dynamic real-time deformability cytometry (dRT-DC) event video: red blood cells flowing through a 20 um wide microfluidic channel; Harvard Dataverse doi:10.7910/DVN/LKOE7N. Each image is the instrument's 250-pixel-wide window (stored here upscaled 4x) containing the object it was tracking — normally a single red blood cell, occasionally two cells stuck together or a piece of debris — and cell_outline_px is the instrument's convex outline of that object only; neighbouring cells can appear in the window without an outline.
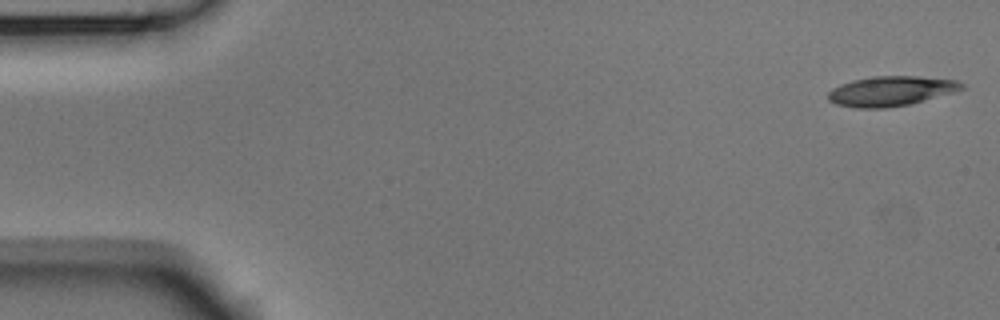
{"species": "Egyptian fruit bat (a non-hibernating species)", "species_latin": "Rousettus aegyptiacus", "temperature_condition": "room temperature", "stored_images_in_passage": 53, "camera_frame_rate_fps": 3000, "um_per_image_px": 0.085, "animal": {"sex": "male"}, "frame": {"image": 1, "passage_image": 1, "time_ms": 0.0, "image_size_px": [1000, 320], "cell_outline_px": [[964, 88], [952, 92], [924, 100], [908, 104], [884, 108], [852, 108], [836, 104], [828, 100], [828, 92], [832, 88], [840, 84], [852, 80], [872, 76], [916, 76], [956, 80], [964, 84]], "centroid_in_image_um": [75.67, 7.74], "position_along_channel_um": 9.3, "area_um2": 23.12}}
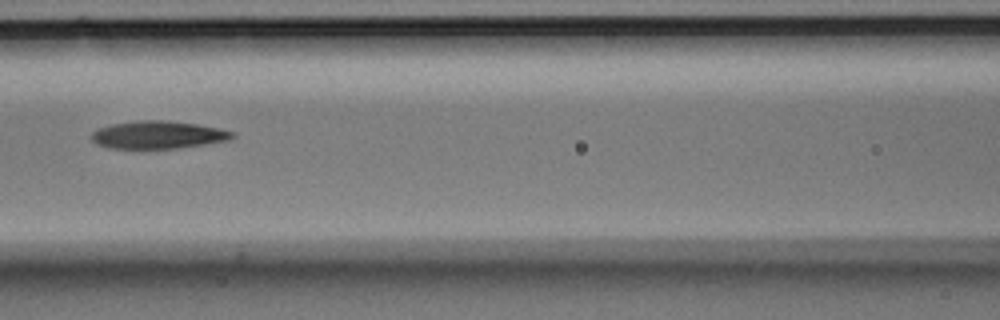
{"frame": {"image": 2, "passage_image": 23, "time_ms": 7.333, "image_size_px": [1000, 320], "cell_outline_px": [[236, 136], [228, 140], [204, 144], [176, 148], [112, 148], [96, 144], [92, 140], [92, 132], [96, 128], [112, 124], [140, 120], [160, 120], [196, 124], [220, 128], [236, 132]], "centroid_in_image_um": [13.44, 11.45], "position_along_channel_um": 153.2, "area_um2": 22.6}}
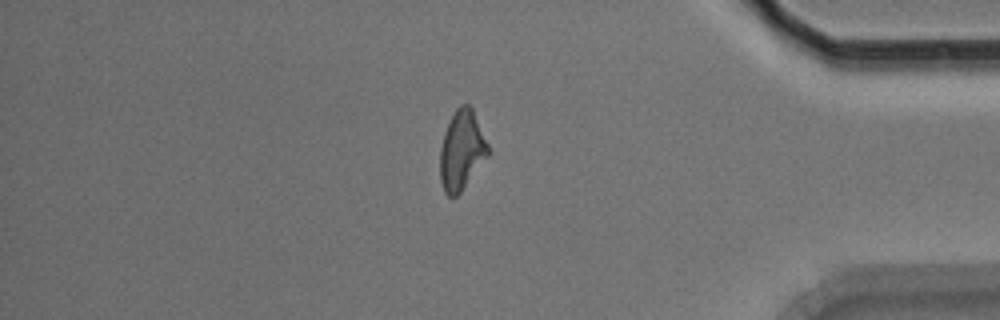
{"frame": {"image": 3, "passage_image": 45, "time_ms": 14.667, "image_size_px": [1000, 320], "cell_outline_px": [[488, 156], [460, 192], [456, 196], [448, 196], [444, 192], [440, 180], [440, 148], [444, 132], [456, 108], [460, 104], [468, 104], [472, 108], [488, 144]], "centroid_in_image_um": [39.23, 12.77], "position_along_channel_um": 396.0, "area_um2": 21.96}, "authors_computed_cell_mechanics": {"area_um2": 22.5998, "velocity_mm_per_s": 3.7159, "shape_relaxation_time_tau1_ms": 5.1232, "shape_relaxation_time_tau2_ms": 5.8349, "deformation_change_tau1": 0.1774, "deformation_change_tau2": 0.1695}}